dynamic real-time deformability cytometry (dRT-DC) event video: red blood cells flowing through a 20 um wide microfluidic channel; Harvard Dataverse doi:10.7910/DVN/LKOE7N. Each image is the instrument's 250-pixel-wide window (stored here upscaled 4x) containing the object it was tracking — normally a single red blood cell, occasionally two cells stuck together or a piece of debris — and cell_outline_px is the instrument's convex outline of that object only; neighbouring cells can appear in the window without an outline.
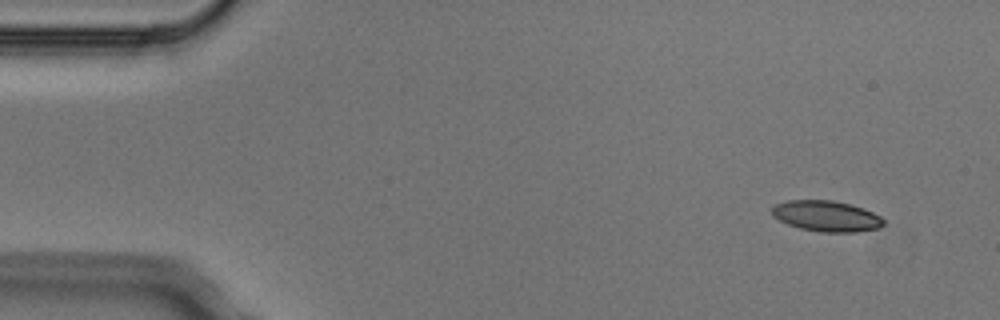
{"species": "Egyptian fruit bat (a non-hibernating species)", "species_latin": "Rousettus aegyptiacus", "temperature_condition": "cold", "stored_images_in_passage": 4, "camera_frame_rate_fps": 3000, "um_per_image_px": 0.085, "animal": {"sex": "male"}, "frame": {"image": 1, "passage_image": 1, "time_ms": 0.0, "image_size_px": [1000, 320], "cell_outline_px": [[884, 224], [880, 228], [856, 232], [820, 232], [800, 228], [788, 224], [772, 216], [772, 208], [776, 204], [788, 200], [832, 200], [864, 208], [880, 216], [884, 220]], "centroid_in_image_um": [70.26, 18.37], "position_along_channel_um": 14.7, "area_um2": 20.0}}